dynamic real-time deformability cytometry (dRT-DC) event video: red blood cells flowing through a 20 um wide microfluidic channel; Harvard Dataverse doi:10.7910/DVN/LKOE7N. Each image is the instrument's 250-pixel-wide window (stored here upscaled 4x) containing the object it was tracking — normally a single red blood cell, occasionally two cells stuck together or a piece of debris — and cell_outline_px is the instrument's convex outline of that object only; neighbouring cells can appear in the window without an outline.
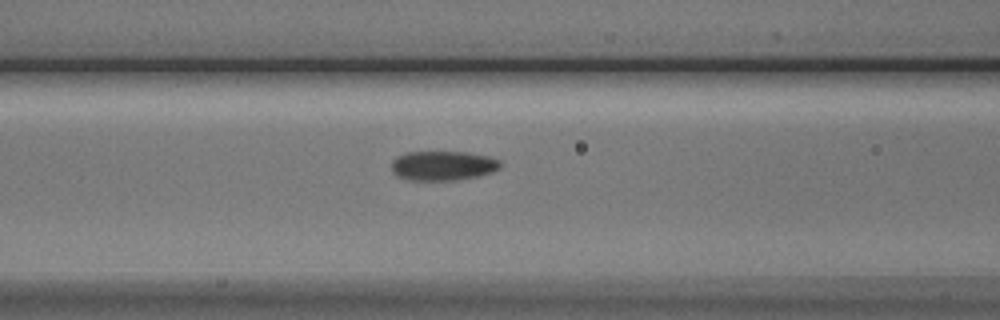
{"species": "Egyptian fruit bat (a non-hibernating species)", "species_latin": "Rousettus aegyptiacus", "temperature_condition": "cold", "stored_images_in_passage": 19, "camera_frame_rate_fps": 3000, "um_per_image_px": 0.085, "animal": {"sex": "male"}, "frame": {"image": 1, "passage_image": 14, "time_ms": 4.333, "image_size_px": [1000, 320], "cell_outline_px": [[500, 168], [476, 176], [456, 180], [404, 180], [396, 176], [392, 172], [392, 160], [408, 152], [468, 152], [488, 156], [500, 160]], "centroid_in_image_um": [37.61, 14.08], "position_along_channel_um": 129.0, "area_um2": 18.61}}